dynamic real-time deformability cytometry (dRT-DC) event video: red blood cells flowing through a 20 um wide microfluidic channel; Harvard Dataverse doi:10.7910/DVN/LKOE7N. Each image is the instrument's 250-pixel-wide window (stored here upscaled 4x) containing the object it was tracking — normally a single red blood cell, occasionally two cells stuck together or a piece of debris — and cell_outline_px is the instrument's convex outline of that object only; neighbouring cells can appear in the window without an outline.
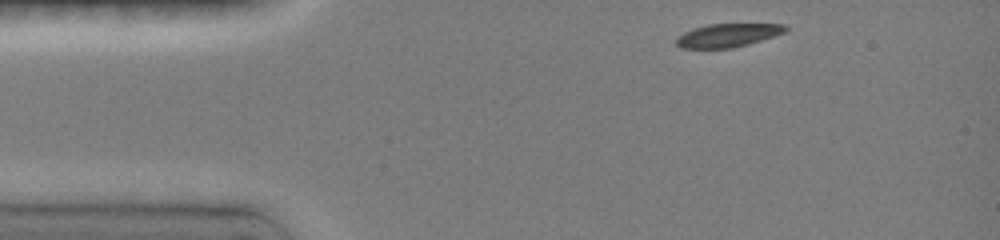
{"species": "common noctule bat (a hibernating species)", "species_latin": "Nyctalus noctula", "temperature_condition": "room temperature", "stored_images_in_passage": 37, "camera_frame_rate_fps": 3000, "um_per_image_px": 0.085, "animal": {"sex": "female", "body_mass_g": 19.0, "forearm_length_mm": 51.5}, "frame": {"image": 1, "passage_image": 1, "time_ms": 0.0, "image_size_px": [1000, 240], "cell_outline_px": [[788, 28], [784, 32], [760, 40], [732, 48], [684, 48], [676, 44], [676, 40], [684, 32], [708, 24], [784, 24]], "centroid_in_image_um": [61.85, 2.99], "position_along_channel_um": 23.1, "area_um2": 14.45}}
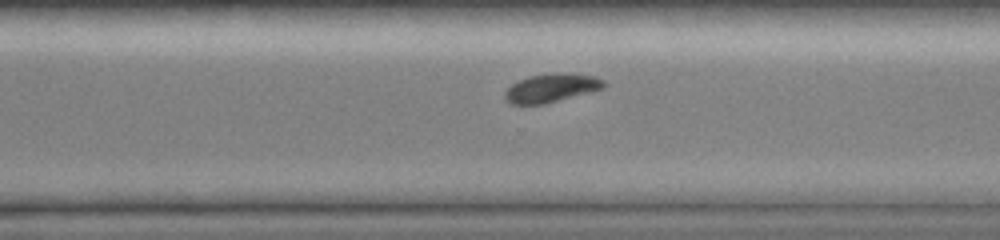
{"frame": {"image": 2, "passage_image": 28, "time_ms": 9.0, "image_size_px": [1000, 240], "cell_outline_px": [[604, 88], [544, 104], [512, 104], [504, 96], [504, 92], [512, 84], [528, 76], [552, 72], [560, 72], [592, 76], [604, 80]], "centroid_in_image_um": [46.84, 7.46], "position_along_channel_um": 323.8, "area_um2": 16.24}}
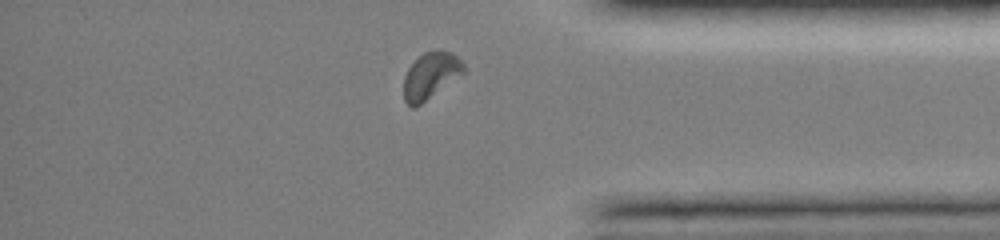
{"frame": {"image": 3, "passage_image": 34, "time_ms": 11.0, "image_size_px": [1000, 240], "cell_outline_px": [[464, 72], [420, 104], [412, 108], [404, 100], [404, 76], [408, 68], [424, 52], [440, 48], [452, 52], [464, 64]], "centroid_in_image_um": [36.59, 6.38], "position_along_channel_um": 398.6, "area_um2": 15.95}, "authors_computed_cell_mechanics": {"area_um2": 16.7042, "velocity_mm_per_s": 3.9989, "shape_relaxation_time_tau1_ms": 2.7476, "shape_relaxation_time_tau2_ms": null, "deformation_change_tau1": 0.1203, "deformation_change_tau2": null}}